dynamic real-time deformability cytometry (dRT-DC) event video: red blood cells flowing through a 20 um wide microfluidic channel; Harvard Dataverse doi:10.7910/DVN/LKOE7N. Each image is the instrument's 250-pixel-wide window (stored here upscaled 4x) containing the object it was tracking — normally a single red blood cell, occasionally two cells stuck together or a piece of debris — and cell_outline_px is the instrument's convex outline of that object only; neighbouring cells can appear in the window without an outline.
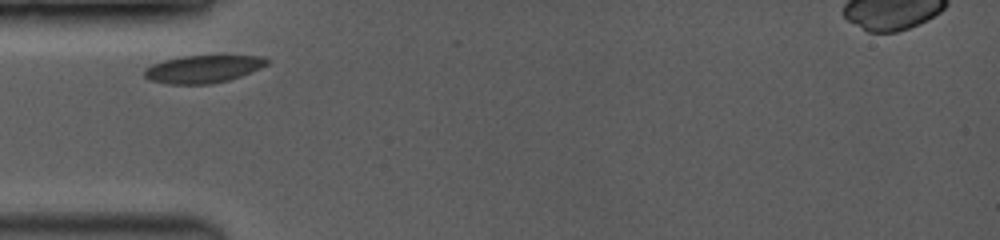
{"species": "common noctule bat (a hibernating species)", "species_latin": "Nyctalus noctula", "temperature_condition": "room temperature", "stored_images_in_passage": 2, "camera_frame_rate_fps": 3500, "um_per_image_px": 0.085, "animal": {"sex": "female", "body_mass_g": 19.0, "forearm_length_mm": 53.3}, "frame": {"image": 1, "passage_image": 1, "time_ms": 0.0, "image_size_px": [1000, 240], "cell_outline_px": [[272, 60], [268, 64], [260, 68], [240, 76], [228, 80], [212, 84], [168, 84], [148, 80], [144, 76], [144, 68], [152, 64], [164, 60], [184, 56], [264, 56]], "centroid_in_image_um": [17.26, 5.87], "position_along_channel_um": 67.7, "area_um2": 19.77}}